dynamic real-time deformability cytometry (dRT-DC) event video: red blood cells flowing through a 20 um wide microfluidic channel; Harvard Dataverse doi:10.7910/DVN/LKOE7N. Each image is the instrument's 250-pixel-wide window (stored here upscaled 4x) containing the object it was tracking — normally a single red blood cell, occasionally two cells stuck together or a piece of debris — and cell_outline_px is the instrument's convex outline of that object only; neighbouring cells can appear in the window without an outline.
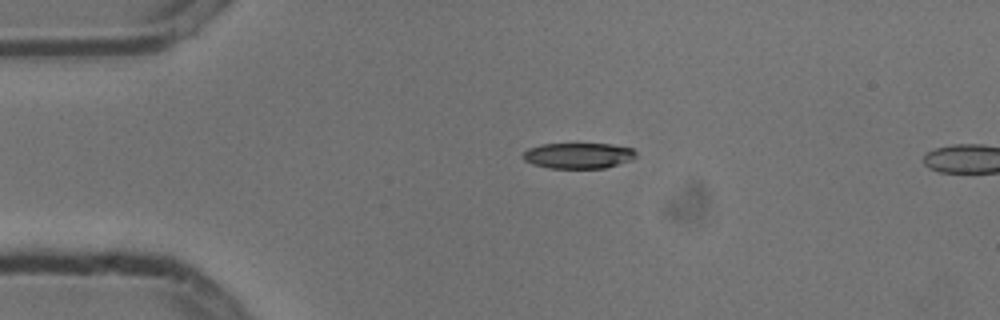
{"species": "common noctule bat (a hibernating species)", "species_latin": "Nyctalus noctula", "temperature_condition": "cold", "stored_images_in_passage": 2, "camera_frame_rate_fps": 3000, "um_per_image_px": 0.085, "animal": {"sex": "male", "body_mass_g": 13.3}, "frame": {"image": 1, "passage_image": 1, "time_ms": 0.0, "image_size_px": [1000, 320], "cell_outline_px": [[636, 156], [632, 160], [604, 168], [548, 168], [532, 164], [524, 160], [520, 156], [528, 148], [544, 144], [612, 144], [632, 148], [636, 152]], "centroid_in_image_um": [49.14, 13.23], "position_along_channel_um": 35.9, "area_um2": 16.99}}